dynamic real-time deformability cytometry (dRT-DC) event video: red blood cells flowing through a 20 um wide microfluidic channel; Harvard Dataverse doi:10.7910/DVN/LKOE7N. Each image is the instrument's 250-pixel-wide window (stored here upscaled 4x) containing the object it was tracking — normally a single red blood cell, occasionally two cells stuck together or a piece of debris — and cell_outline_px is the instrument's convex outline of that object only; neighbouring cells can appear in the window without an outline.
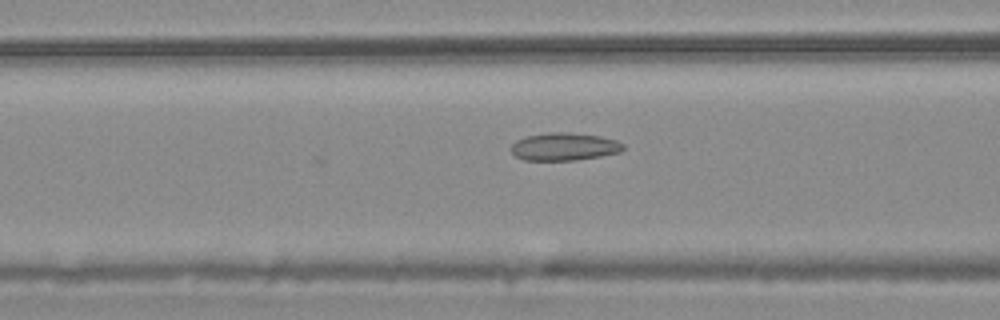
{"species": "common noctule bat (a hibernating species)", "species_latin": "Nyctalus noctula", "temperature_condition": "warm", "stored_images_in_passage": 36, "camera_frame_rate_fps": 3000, "um_per_image_px": 0.085, "animal": {"sex": "male", "body_mass_g": 20.4}, "frame": {"image": 1, "passage_image": 6, "time_ms": 1.667, "image_size_px": [1000, 320], "cell_outline_px": [[624, 148], [620, 152], [600, 156], [576, 160], [524, 160], [516, 156], [512, 152], [512, 144], [516, 140], [528, 136], [548, 132], [568, 132], [600, 136], [616, 140], [624, 144]], "centroid_in_image_um": [47.97, 12.46], "position_along_channel_um": 118.6, "area_um2": 18.03}}
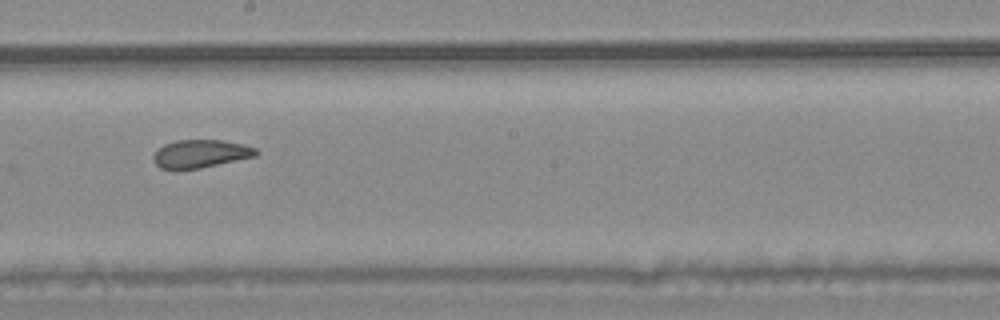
{"frame": {"image": 2, "passage_image": 15, "time_ms": 4.667, "image_size_px": [1000, 320], "cell_outline_px": [[260, 152], [256, 156], [200, 168], [160, 168], [152, 160], [152, 156], [164, 144], [176, 140], [224, 140], [244, 144], [256, 148]], "centroid_in_image_um": [17.08, 13.05], "position_along_channel_um": 231.1, "area_um2": 16.65}}
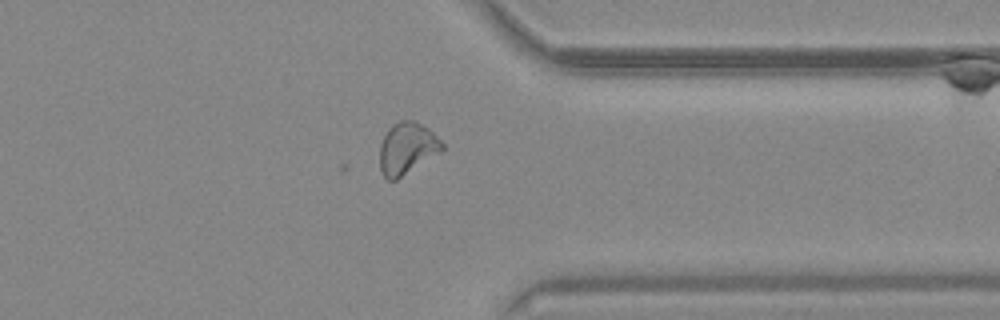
{"frame": {"image": 3, "passage_image": 27, "time_ms": 8.667, "image_size_px": [1000, 320], "cell_outline_px": [[444, 148], [440, 152], [396, 180], [388, 180], [384, 176], [380, 168], [380, 144], [388, 128], [392, 124], [400, 120], [416, 120], [428, 128], [444, 144]], "centroid_in_image_um": [34.59, 12.59], "position_along_channel_um": 376.8, "area_um2": 18.73}}